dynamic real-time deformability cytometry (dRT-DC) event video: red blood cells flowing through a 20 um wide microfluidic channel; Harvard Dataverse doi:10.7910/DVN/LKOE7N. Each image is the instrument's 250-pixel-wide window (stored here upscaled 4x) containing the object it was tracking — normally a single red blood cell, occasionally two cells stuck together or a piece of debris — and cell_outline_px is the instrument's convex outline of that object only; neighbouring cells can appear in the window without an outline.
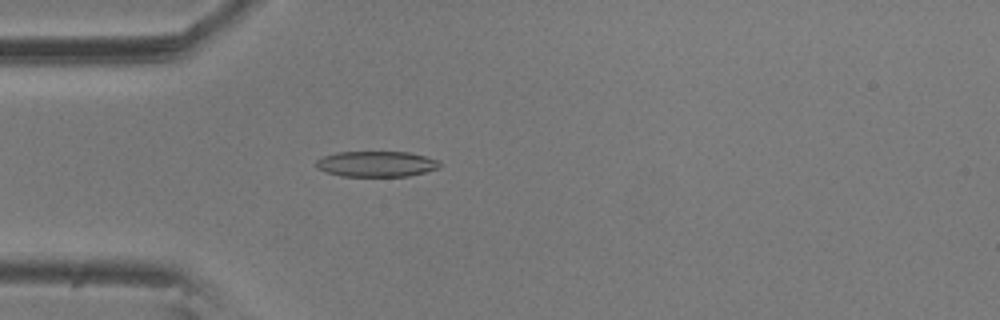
{"species": "common noctule bat (a hibernating species)", "species_latin": "Nyctalus noctula", "temperature_condition": "room temperature", "stored_images_in_passage": 57, "camera_frame_rate_fps": 3000, "um_per_image_px": 0.085, "animal": {"sex": "male", "body_mass_g": 20.5, "forearm_length_mm": 52.5}, "frame": {"image": 1, "passage_image": 16, "time_ms": 5.0, "image_size_px": [1000, 320], "cell_outline_px": [[440, 168], [408, 176], [340, 176], [324, 172], [316, 168], [316, 160], [324, 156], [336, 152], [408, 152], [440, 160]], "centroid_in_image_um": [31.97, 13.94], "position_along_channel_um": 53.0, "area_um2": 18.55}}
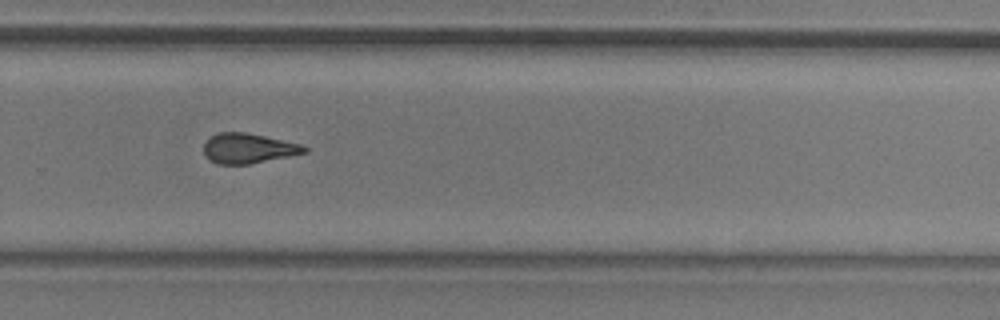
{"frame": {"image": 2, "passage_image": 38, "time_ms": 12.333, "image_size_px": [1000, 320], "cell_outline_px": [[308, 152], [248, 164], [216, 164], [208, 160], [204, 156], [204, 144], [212, 136], [220, 132], [244, 132], [264, 136], [300, 144], [308, 148]], "centroid_in_image_um": [21.07, 12.62], "position_along_channel_um": 308.7, "area_um2": 17.4}}
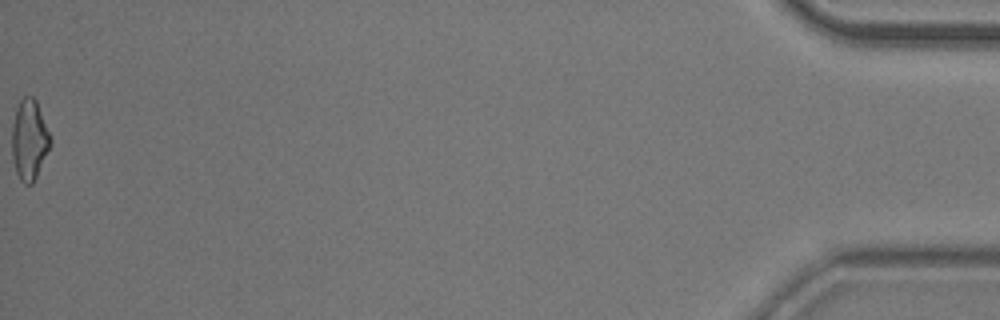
{"frame": {"image": 3, "passage_image": 57, "time_ms": 18.667, "image_size_px": [1000, 320], "cell_outline_px": [[52, 144], [32, 184], [24, 184], [20, 180], [16, 172], [12, 156], [12, 124], [16, 108], [20, 100], [24, 96], [32, 96], [36, 100], [52, 140]], "centroid_in_image_um": [2.49, 11.88], "position_along_channel_um": 432.7, "area_um2": 17.98}, "authors_computed_cell_mechanics": {"area_um2": 18.0914, "velocity_mm_per_s": 3.5698, "shape_relaxation_time_tau1_ms": null, "shape_relaxation_time_tau2_ms": 2.5888, "deformation_change_tau1": null, "deformation_change_tau2": 0.1073}}